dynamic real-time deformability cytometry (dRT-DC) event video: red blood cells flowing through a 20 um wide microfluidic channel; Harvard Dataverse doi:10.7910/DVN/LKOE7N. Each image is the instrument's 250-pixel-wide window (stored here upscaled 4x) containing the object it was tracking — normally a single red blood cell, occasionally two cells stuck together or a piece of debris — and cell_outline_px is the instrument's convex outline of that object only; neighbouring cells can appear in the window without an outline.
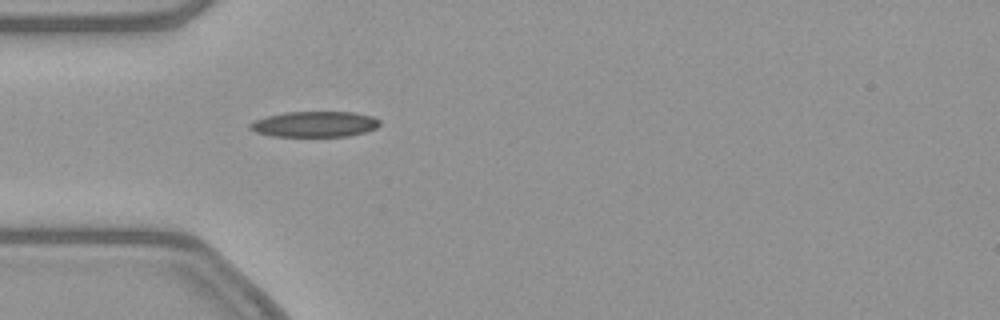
{"species": "common noctule bat (a hibernating species)", "species_latin": "Nyctalus noctula", "temperature_condition": "warm", "stored_images_in_passage": 33, "camera_frame_rate_fps": 3000, "um_per_image_px": 0.085, "animal": {"sex": "female", "body_mass_g": 21.9}, "frame": {"image": 1, "passage_image": 1, "time_ms": 0.0, "image_size_px": [1000, 320], "cell_outline_px": [[380, 124], [376, 128], [364, 132], [348, 136], [272, 136], [256, 132], [248, 128], [248, 124], [256, 120], [268, 116], [284, 112], [352, 112], [372, 116], [380, 120]], "centroid_in_image_um": [26.74, 10.55], "position_along_channel_um": 58.3, "area_um2": 19.31}}
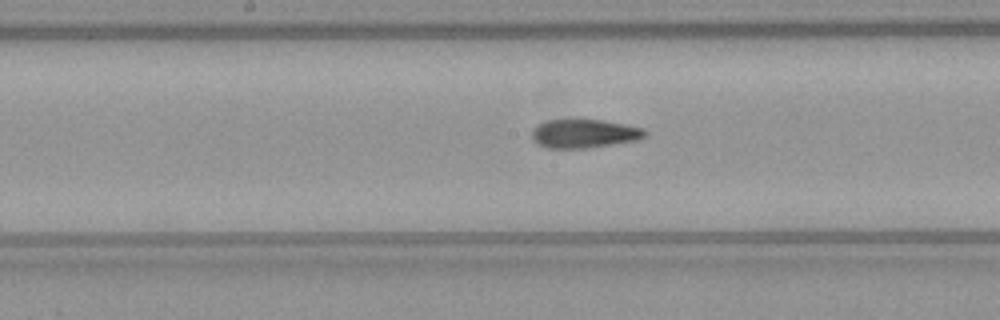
{"frame": {"image": 2, "passage_image": 12, "time_ms": 3.667, "image_size_px": [1000, 320], "cell_outline_px": [[648, 132], [644, 136], [636, 140], [584, 148], [548, 148], [536, 144], [532, 140], [532, 128], [536, 124], [548, 120], [600, 120], [624, 124], [644, 128]], "centroid_in_image_um": [49.6, 11.35], "position_along_channel_um": 198.6, "area_um2": 18.79}}
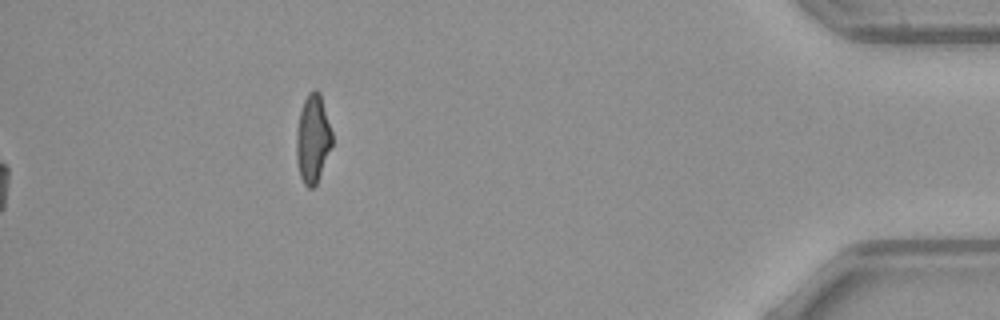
{"frame": {"image": 3, "passage_image": 33, "time_ms": 10.667, "image_size_px": [1000, 320], "cell_outline_px": [[332, 144], [316, 184], [312, 188], [308, 188], [304, 184], [300, 176], [296, 160], [296, 132], [300, 112], [304, 100], [308, 92], [312, 88], [316, 88], [320, 92], [332, 132]], "centroid_in_image_um": [26.57, 11.76], "position_along_channel_um": 408.6, "area_um2": 18.38}, "authors_computed_cell_mechanics": {"area_um2": 19.1896, "velocity_mm_per_s": 3.8554, "shape_relaxation_time_tau1_ms": null, "shape_relaxation_time_tau2_ms": 2.201, "deformation_change_tau1": null, "deformation_change_tau2": 0.0969}}